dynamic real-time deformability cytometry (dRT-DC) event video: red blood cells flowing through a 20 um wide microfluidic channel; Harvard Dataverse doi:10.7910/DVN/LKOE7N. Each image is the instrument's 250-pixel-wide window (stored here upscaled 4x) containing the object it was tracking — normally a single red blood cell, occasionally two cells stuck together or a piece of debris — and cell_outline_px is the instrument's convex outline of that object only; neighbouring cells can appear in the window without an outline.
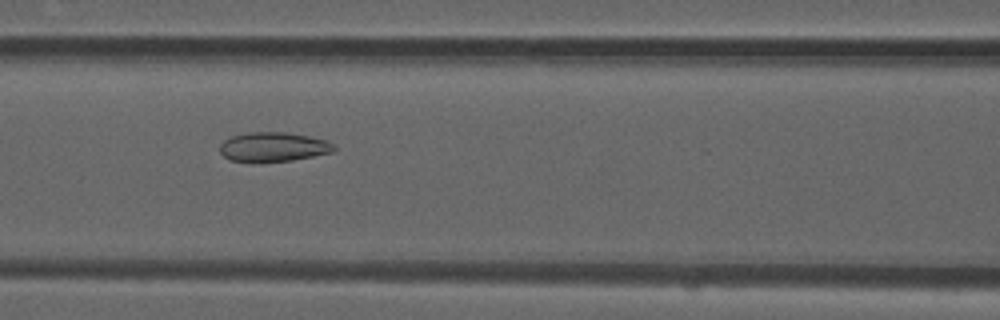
{"species": "common noctule bat (a hibernating species)", "species_latin": "Nyctalus noctula", "temperature_condition": "room temperature", "stored_images_in_passage": 42, "camera_frame_rate_fps": 3000, "um_per_image_px": 0.085, "animal": {"sex": "male", "forearm_length_mm": 52.5}, "frame": {"image": 1, "passage_image": 12, "time_ms": 3.667, "image_size_px": [1000, 320], "cell_outline_px": [[336, 148], [332, 152], [292, 160], [260, 164], [256, 164], [228, 160], [220, 152], [220, 144], [224, 140], [232, 136], [252, 132], [284, 132], [308, 136], [328, 140]], "centroid_in_image_um": [23.18, 12.52], "position_along_channel_um": 143.4, "area_um2": 19.94}}
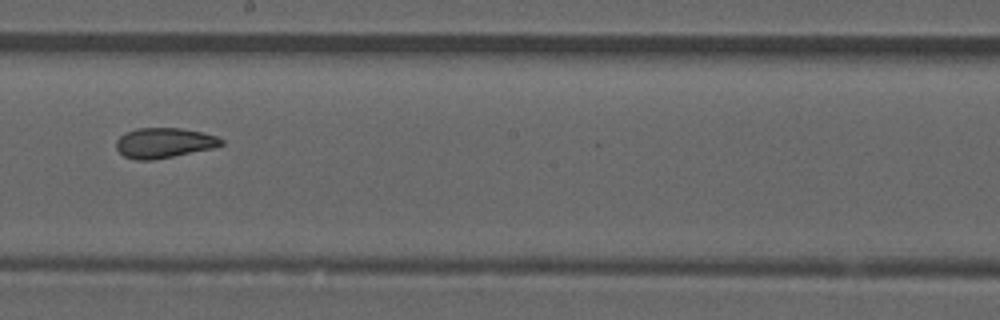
{"frame": {"image": 2, "passage_image": 19, "time_ms": 6.0, "image_size_px": [1000, 320], "cell_outline_px": [[224, 144], [212, 148], [152, 160], [136, 160], [124, 156], [116, 148], [116, 140], [124, 132], [136, 128], [180, 128], [200, 132], [216, 136], [224, 140]], "centroid_in_image_um": [13.91, 12.14], "position_along_channel_um": 234.3, "area_um2": 18.32}}
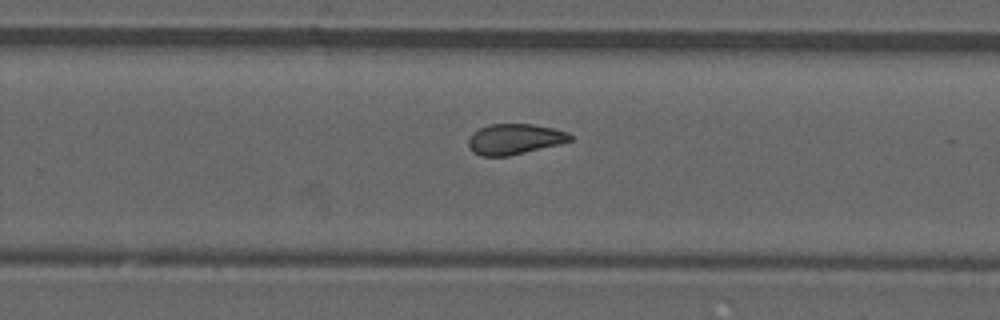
{"frame": {"image": 3, "passage_image": 23, "time_ms": 7.333, "image_size_px": [1000, 320], "cell_outline_px": [[572, 140], [560, 144], [508, 156], [480, 156], [472, 152], [468, 144], [468, 140], [472, 132], [488, 124], [532, 124], [552, 128], [568, 132], [572, 136]], "centroid_in_image_um": [43.72, 11.82], "position_along_channel_um": 286.1, "area_um2": 18.15}, "authors_computed_cell_mechanics": {"area_um2": 18.9006, "velocity_mm_per_s": 3.9041, "shape_relaxation_time_tau1_ms": null, "shape_relaxation_time_tau2_ms": 2.3842, "deformation_change_tau1": null, "deformation_change_tau2": 0.0848}}